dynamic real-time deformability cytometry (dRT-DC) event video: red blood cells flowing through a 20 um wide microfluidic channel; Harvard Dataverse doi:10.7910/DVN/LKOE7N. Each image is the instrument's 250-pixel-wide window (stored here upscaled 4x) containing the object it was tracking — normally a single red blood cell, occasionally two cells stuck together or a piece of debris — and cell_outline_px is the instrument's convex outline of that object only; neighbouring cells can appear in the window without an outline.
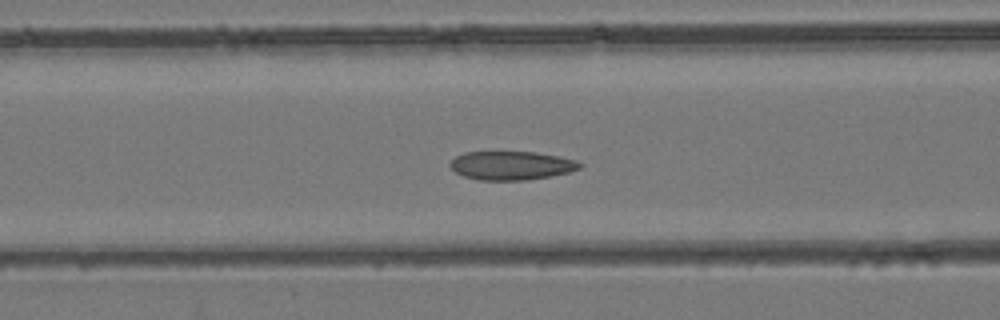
{"species": "common noctule bat (a hibernating species)", "species_latin": "Nyctalus noctula", "temperature_condition": "room temperature", "stored_images_in_passage": 48, "camera_frame_rate_fps": 3000, "um_per_image_px": 0.085, "animal": {"sex": "female", "body_mass_g": 24.6, "forearm_length_mm": 56.2}, "frame": {"image": 1, "passage_image": 20, "time_ms": 6.333, "image_size_px": [1000, 320], "cell_outline_px": [[584, 164], [580, 168], [568, 172], [552, 176], [524, 180], [480, 180], [464, 176], [456, 172], [448, 164], [456, 156], [464, 152], [536, 152], [560, 156], [576, 160]], "centroid_in_image_um": [43.49, 14.06], "position_along_channel_um": 123.1, "area_um2": 21.68}}
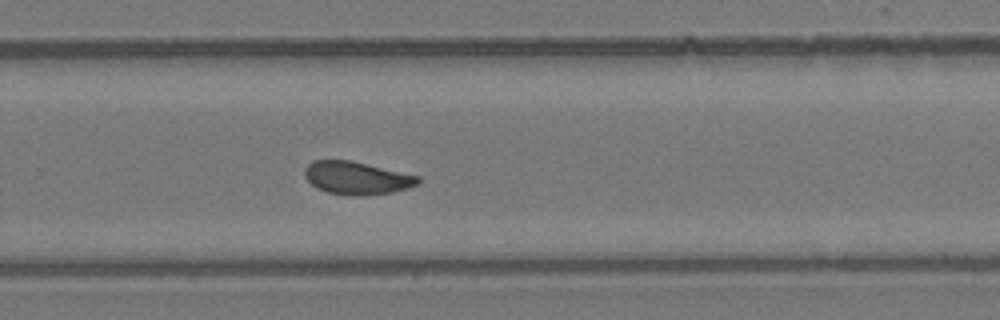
{"frame": {"image": 2, "passage_image": 32, "time_ms": 10.333, "image_size_px": [1000, 320], "cell_outline_px": [[424, 180], [420, 184], [408, 188], [392, 192], [364, 196], [352, 196], [328, 192], [316, 188], [304, 176], [304, 168], [312, 160], [352, 160], [420, 176]], "centroid_in_image_um": [30.36, 15.13], "position_along_channel_um": 299.4, "area_um2": 22.08}}
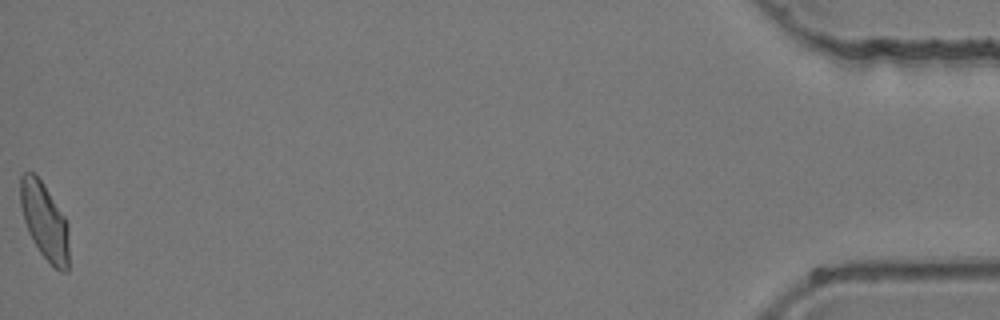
{"frame": {"image": 3, "passage_image": 48, "time_ms": 15.667, "image_size_px": [1000, 320], "cell_outline_px": [[68, 272], [60, 272], [40, 252], [28, 232], [24, 220], [20, 204], [20, 176], [24, 172], [32, 172], [40, 180], [64, 216], [68, 224]], "centroid_in_image_um": [3.78, 18.81], "position_along_channel_um": 431.4, "area_um2": 21.39}}